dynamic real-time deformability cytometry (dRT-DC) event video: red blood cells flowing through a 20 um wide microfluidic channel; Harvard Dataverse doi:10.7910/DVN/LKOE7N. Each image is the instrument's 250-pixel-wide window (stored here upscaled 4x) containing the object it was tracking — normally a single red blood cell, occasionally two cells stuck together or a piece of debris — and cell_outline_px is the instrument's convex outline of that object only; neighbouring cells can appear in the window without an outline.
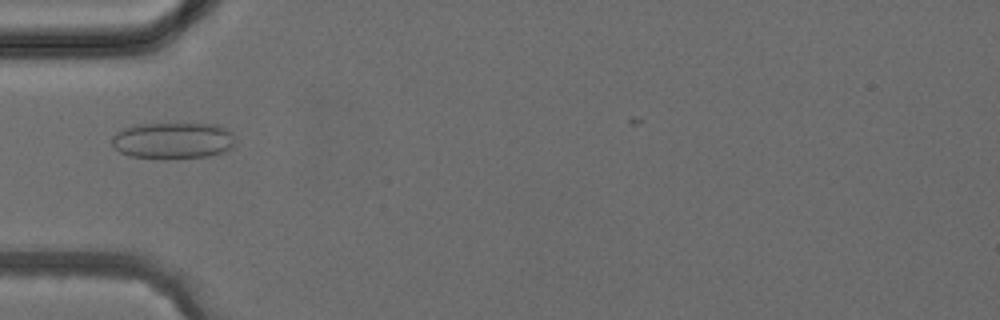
{"species": "common noctule bat (a hibernating species)", "species_latin": "Nyctalus noctula", "temperature_condition": "cold", "stored_images_in_passage": 4, "camera_frame_rate_fps": 3000, "um_per_image_px": 0.085, "animal": {"sex": "female", "body_mass_g": 24.6, "forearm_length_mm": 56.2}, "frame": {"image": 1, "passage_image": 4, "time_ms": 3.333, "image_size_px": [1000, 320], "cell_outline_px": [[236, 144], [232, 148], [224, 152], [208, 156], [176, 160], [164, 160], [132, 156], [120, 152], [112, 148], [112, 136], [116, 132], [132, 124], [216, 124], [228, 128], [236, 136]], "centroid_in_image_um": [14.74, 11.97], "position_along_channel_um": 70.3, "area_um2": 27.17}}